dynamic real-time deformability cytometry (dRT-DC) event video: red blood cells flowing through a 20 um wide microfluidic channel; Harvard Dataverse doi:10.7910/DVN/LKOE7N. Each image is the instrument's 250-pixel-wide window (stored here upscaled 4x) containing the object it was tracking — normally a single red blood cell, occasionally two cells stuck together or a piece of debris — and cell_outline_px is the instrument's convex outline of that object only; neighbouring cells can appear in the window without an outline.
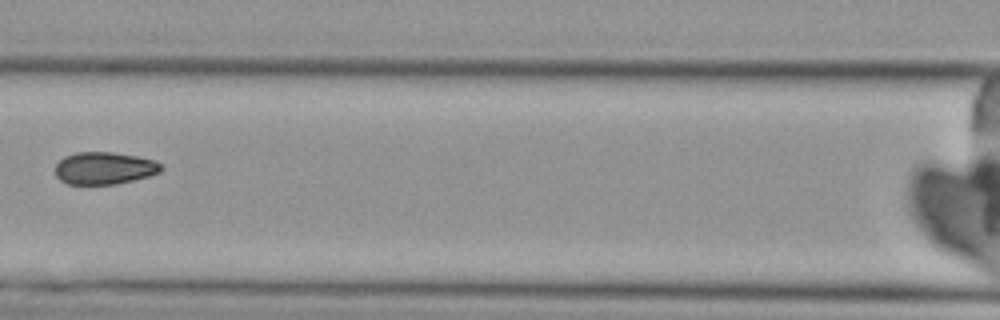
{"species": "Egyptian fruit bat (a non-hibernating species)", "species_latin": "Rousettus aegyptiacus", "temperature_condition": "cold", "stored_images_in_passage": 5, "camera_frame_rate_fps": 3000, "um_per_image_px": 0.085, "animal": {"sex": "female"}, "frame": {"image": 1, "passage_image": 4, "time_ms": 3.667, "image_size_px": [1000, 320], "cell_outline_px": [[164, 168], [160, 172], [148, 176], [116, 184], [68, 184], [60, 180], [56, 176], [56, 164], [64, 156], [76, 152], [112, 152], [136, 156], [156, 160]], "centroid_in_image_um": [8.87, 14.29], "position_along_channel_um": 157.7, "area_um2": 19.94}}
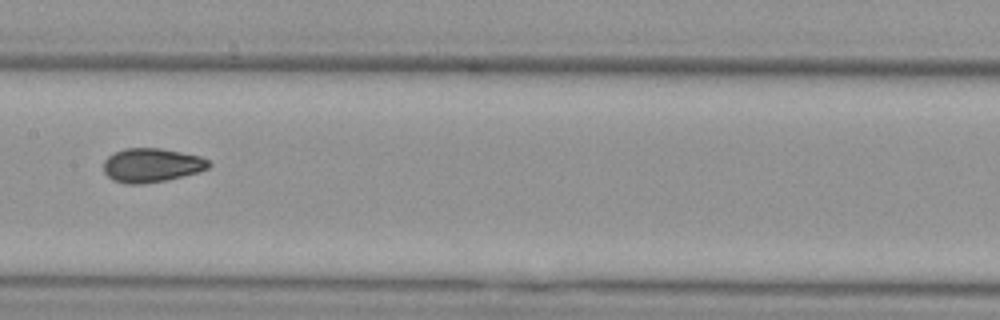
{"frame": {"image": 2, "passage_image": 5, "time_ms": 4.667, "image_size_px": [1000, 320], "cell_outline_px": [[212, 164], [208, 168], [196, 172], [164, 180], [144, 184], [124, 184], [112, 180], [104, 172], [104, 160], [112, 152], [124, 148], [160, 148], [200, 156], [208, 160]], "centroid_in_image_um": [12.83, 14.03], "position_along_channel_um": 194.6, "area_um2": 20.81}}